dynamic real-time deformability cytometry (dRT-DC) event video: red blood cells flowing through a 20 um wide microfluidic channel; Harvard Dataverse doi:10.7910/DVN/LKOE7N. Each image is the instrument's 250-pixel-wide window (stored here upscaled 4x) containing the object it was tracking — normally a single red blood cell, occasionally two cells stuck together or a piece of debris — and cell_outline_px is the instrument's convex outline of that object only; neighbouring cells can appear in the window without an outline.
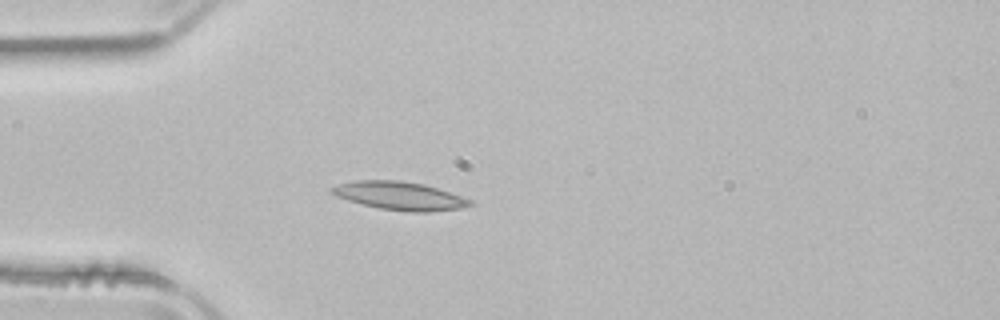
{"species": "common noctule bat (a hibernating species)", "species_latin": "Nyctalus noctula", "temperature_condition": "room temperature", "stored_images_in_passage": 38, "camera_frame_rate_fps": 3000, "um_per_image_px": 0.085, "animal": {"sex": "male", "body_mass_g": 21.5, "forearm_length_mm": 52.0}, "frame": {"image": 1, "passage_image": 1, "time_ms": 0.0, "image_size_px": [1000, 320], "cell_outline_px": [[476, 204], [460, 208], [428, 212], [408, 212], [380, 208], [348, 200], [336, 196], [332, 192], [332, 188], [340, 184], [356, 180], [400, 180], [424, 184], [472, 200]], "centroid_in_image_um": [34.01, 16.65], "position_along_channel_um": 51.0, "area_um2": 22.43}}
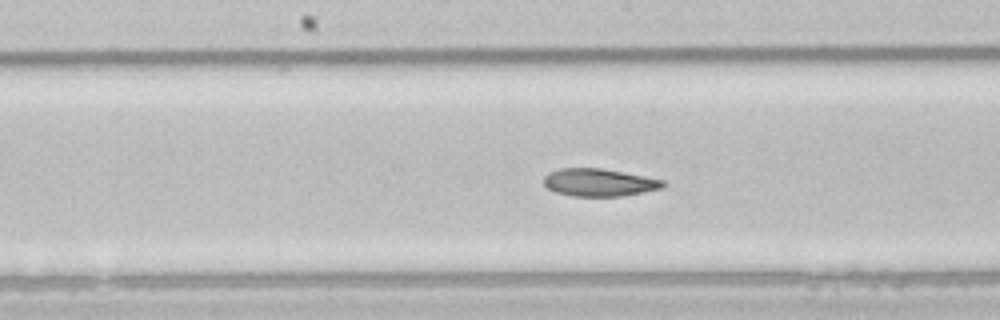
{"frame": {"image": 2, "passage_image": 13, "time_ms": 4.0, "image_size_px": [1000, 320], "cell_outline_px": [[668, 184], [660, 188], [624, 196], [572, 196], [556, 192], [548, 188], [544, 184], [544, 176], [548, 172], [560, 168], [600, 168], [644, 176], [664, 180]], "centroid_in_image_um": [50.91, 15.51], "position_along_channel_um": 197.3, "area_um2": 19.13}}
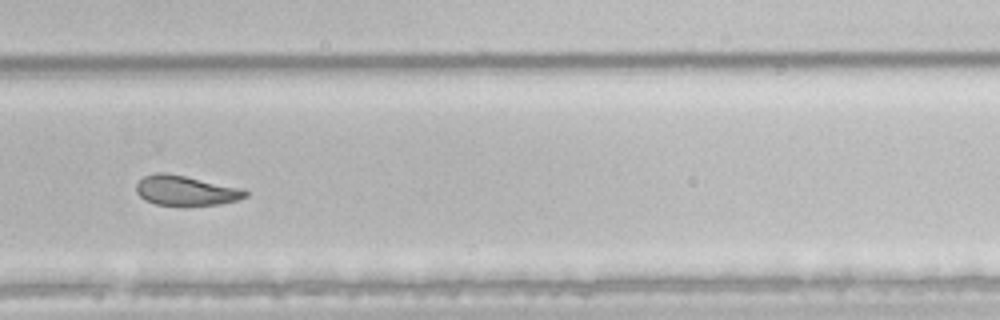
{"frame": {"image": 3, "passage_image": 22, "time_ms": 7.0, "image_size_px": [1000, 320], "cell_outline_px": [[248, 196], [236, 200], [220, 204], [156, 204], [144, 200], [136, 192], [136, 184], [144, 176], [156, 172], [164, 172], [244, 188], [248, 192]], "centroid_in_image_um": [15.79, 16.17], "position_along_channel_um": 314.0, "area_um2": 18.73}, "authors_computed_cell_mechanics": {"area_um2": 20.2589, "velocity_mm_per_s": 3.909, "shape_relaxation_time_tau1_ms": 10.9912, "shape_relaxation_time_tau2_ms": 3.7672, "deformation_change_tau1": 0.2116, "deformation_change_tau2": 0.1057}}